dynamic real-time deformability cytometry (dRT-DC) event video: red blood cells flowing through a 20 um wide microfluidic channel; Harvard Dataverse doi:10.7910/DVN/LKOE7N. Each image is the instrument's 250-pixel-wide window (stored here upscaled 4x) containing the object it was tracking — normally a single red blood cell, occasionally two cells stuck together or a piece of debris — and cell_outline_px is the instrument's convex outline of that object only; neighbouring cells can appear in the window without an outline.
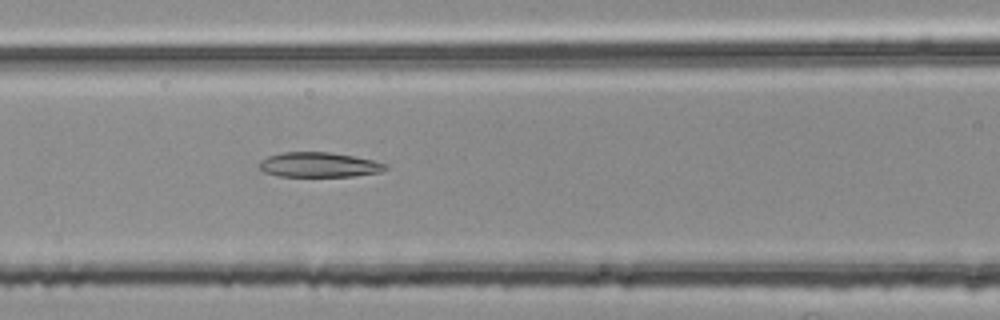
{"species": "common noctule bat (a hibernating species)", "species_latin": "Nyctalus noctula", "temperature_condition": "room temperature", "stored_images_in_passage": 41, "camera_frame_rate_fps": 3000, "um_per_image_px": 0.085, "animal": {"sex": "female", "body_mass_g": 25.1}, "frame": {"image": 1, "passage_image": 10, "time_ms": 3.0, "image_size_px": [1000, 320], "cell_outline_px": [[388, 168], [380, 172], [352, 176], [276, 176], [264, 172], [260, 168], [260, 160], [268, 156], [280, 152], [332, 152], [372, 160], [388, 164]], "centroid_in_image_um": [27.1, 14.0], "position_along_channel_um": 139.5, "area_um2": 18.26}}
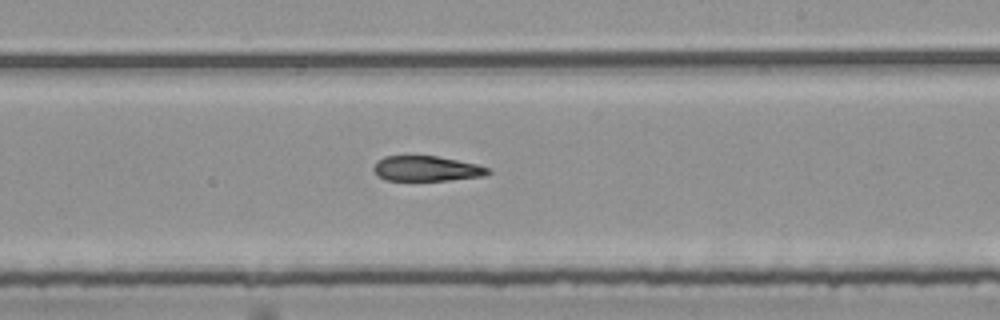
{"frame": {"image": 2, "passage_image": 19, "time_ms": 6.0, "image_size_px": [1000, 320], "cell_outline_px": [[492, 172], [480, 176], [448, 180], [384, 180], [372, 168], [376, 160], [384, 156], [436, 156], [476, 164], [488, 168]], "centroid_in_image_um": [36.21, 14.32], "position_along_channel_um": 252.8, "area_um2": 16.53}}
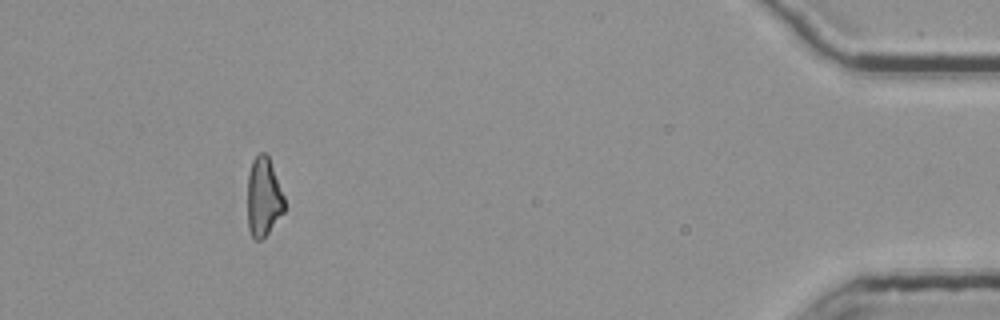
{"frame": {"image": 3, "passage_image": 37, "time_ms": 12.0, "image_size_px": [1000, 320], "cell_outline_px": [[284, 212], [268, 232], [260, 240], [256, 240], [252, 236], [248, 228], [248, 172], [252, 160], [260, 152], [264, 152], [268, 156], [284, 196]], "centroid_in_image_um": [22.39, 16.74], "position_along_channel_um": 412.8, "area_um2": 16.82}}